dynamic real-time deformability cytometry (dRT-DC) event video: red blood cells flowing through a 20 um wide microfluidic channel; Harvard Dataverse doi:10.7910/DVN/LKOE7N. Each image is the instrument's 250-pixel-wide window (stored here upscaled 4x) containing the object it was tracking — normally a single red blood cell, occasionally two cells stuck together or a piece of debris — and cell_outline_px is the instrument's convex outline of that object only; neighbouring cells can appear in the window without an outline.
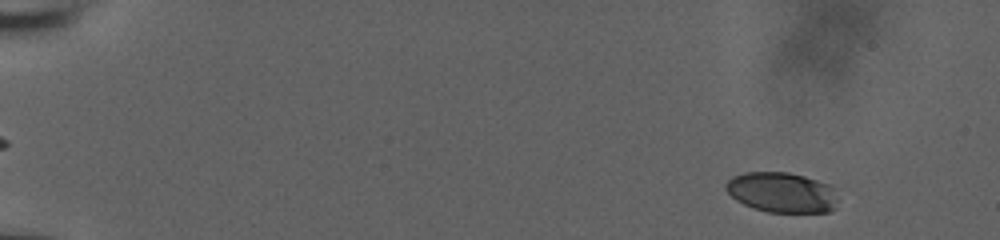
{"species": "human", "species_latin": "Homo sapiens", "temperature_condition": "room temperature", "stored_images_in_passage": 17, "camera_frame_rate_fps": 3000, "um_per_image_px": 0.085, "donor": {"sex": "male"}, "frame": {"image": 1, "passage_image": 1, "time_ms": 0.0, "image_size_px": [1000, 240], "cell_outline_px": [[836, 200], [832, 208], [828, 212], [768, 212], [752, 208], [736, 200], [724, 188], [724, 184], [732, 176], [744, 172], [788, 172], [804, 176], [828, 184], [832, 188]], "centroid_in_image_um": [66.38, 16.34], "position_along_channel_um": 18.6, "area_um2": 26.07}}
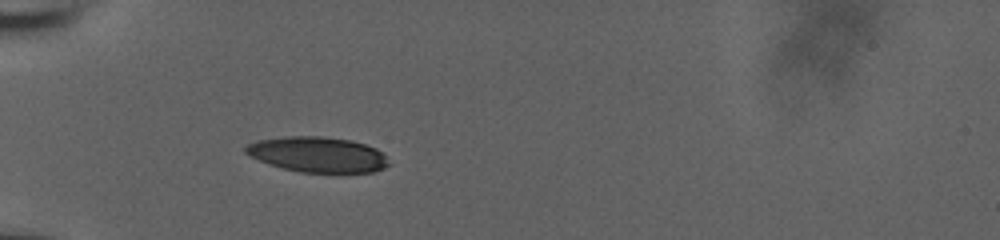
{"frame": {"image": 2, "passage_image": 15, "time_ms": 4.667, "image_size_px": [1000, 240], "cell_outline_px": [[392, 164], [384, 168], [372, 172], [300, 172], [268, 164], [244, 152], [244, 148], [248, 144], [256, 140], [284, 136], [320, 136], [352, 140], [376, 148]], "centroid_in_image_um": [27.0, 13.12], "position_along_channel_um": 58.0, "area_um2": 29.42}}
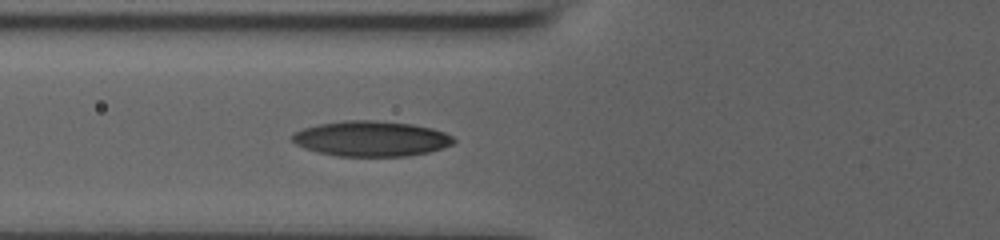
{"frame": {"image": 3, "passage_image": 17, "time_ms": 5.333, "image_size_px": [1000, 240], "cell_outline_px": [[456, 140], [452, 144], [428, 152], [408, 156], [336, 156], [316, 152], [304, 148], [296, 144], [292, 140], [292, 136], [296, 132], [304, 128], [316, 124], [344, 120], [372, 120], [412, 124], [432, 128], [444, 132], [452, 136]], "centroid_in_image_um": [31.53, 11.78], "position_along_channel_um": 94.3, "area_um2": 33.23}}